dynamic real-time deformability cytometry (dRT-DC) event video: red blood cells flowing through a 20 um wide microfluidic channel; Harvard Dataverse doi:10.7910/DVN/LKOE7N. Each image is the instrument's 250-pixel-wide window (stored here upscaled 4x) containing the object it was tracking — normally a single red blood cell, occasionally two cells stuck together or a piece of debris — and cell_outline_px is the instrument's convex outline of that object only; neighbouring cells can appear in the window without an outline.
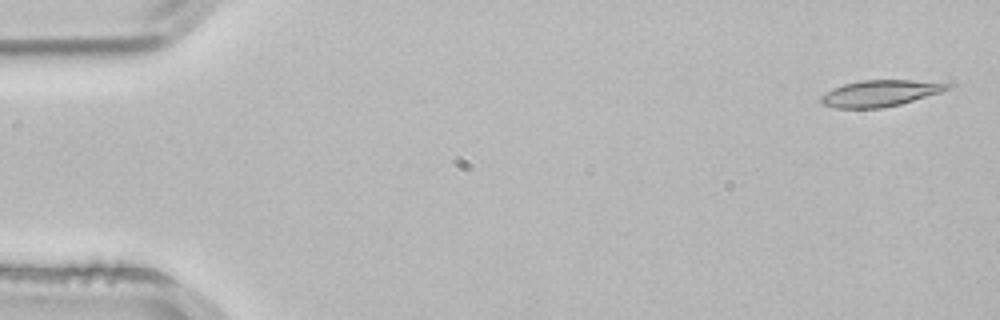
{"species": "common noctule bat (a hibernating species)", "species_latin": "Nyctalus noctula", "temperature_condition": "room temperature", "stored_images_in_passage": 4, "camera_frame_rate_fps": 3000, "um_per_image_px": 0.085, "animal": {"sex": "male", "body_mass_g": 21.5, "forearm_length_mm": 52.0}, "frame": {"image": 1, "passage_image": 1, "time_ms": 0.0, "image_size_px": [1000, 320], "cell_outline_px": [[952, 84], [948, 88], [940, 92], [900, 104], [884, 108], [836, 108], [820, 104], [820, 96], [832, 88], [844, 84], [860, 80], [908, 80]], "centroid_in_image_um": [74.71, 7.94], "position_along_channel_um": 10.3, "area_um2": 19.25}}
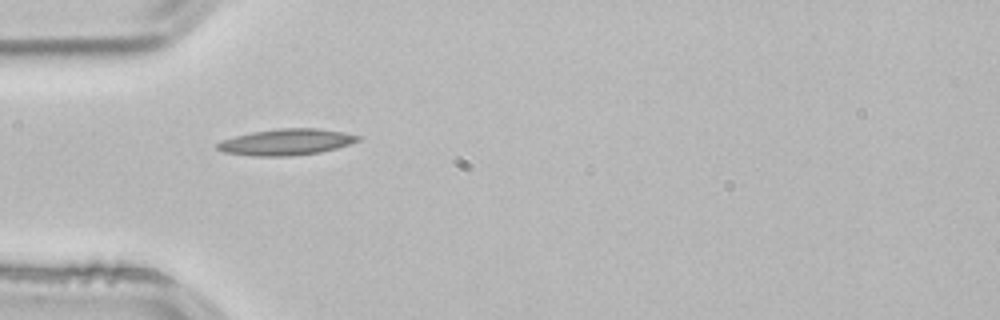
{"frame": {"image": 2, "passage_image": 4, "time_ms": 1.0, "image_size_px": [1000, 320], "cell_outline_px": [[360, 140], [336, 148], [320, 152], [292, 156], [252, 156], [224, 152], [216, 148], [216, 144], [220, 140], [252, 132], [280, 128], [316, 128], [344, 132], [360, 136]], "centroid_in_image_um": [24.31, 12.07], "position_along_channel_um": 60.7, "area_um2": 21.44}}